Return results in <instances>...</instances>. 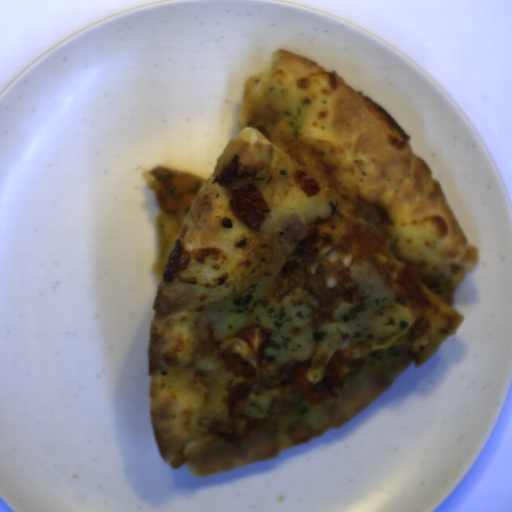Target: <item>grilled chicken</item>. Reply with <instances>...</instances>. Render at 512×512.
<instances>
[{
    "mask_svg": "<svg viewBox=\"0 0 512 512\" xmlns=\"http://www.w3.org/2000/svg\"><path fill=\"white\" fill-rule=\"evenodd\" d=\"M310 292L319 303L311 317L312 332H322L333 322L334 313L345 302L362 304L365 298L357 282L351 279V268L339 260L328 261L296 249L288 255L278 288L272 294L275 301L285 299L293 290Z\"/></svg>",
    "mask_w": 512,
    "mask_h": 512,
    "instance_id": "277b20a1",
    "label": "grilled chicken"
},
{
    "mask_svg": "<svg viewBox=\"0 0 512 512\" xmlns=\"http://www.w3.org/2000/svg\"><path fill=\"white\" fill-rule=\"evenodd\" d=\"M300 362L279 363L265 359L260 363L257 381L251 389L266 393L277 390L278 394L269 407L273 417H286L302 403L304 394L297 381V368Z\"/></svg>",
    "mask_w": 512,
    "mask_h": 512,
    "instance_id": "a9712176",
    "label": "grilled chicken"
},
{
    "mask_svg": "<svg viewBox=\"0 0 512 512\" xmlns=\"http://www.w3.org/2000/svg\"><path fill=\"white\" fill-rule=\"evenodd\" d=\"M179 303L175 294L161 287L156 291L153 310L154 313L162 316L173 310Z\"/></svg>",
    "mask_w": 512,
    "mask_h": 512,
    "instance_id": "7e0887df",
    "label": "grilled chicken"
}]
</instances>
